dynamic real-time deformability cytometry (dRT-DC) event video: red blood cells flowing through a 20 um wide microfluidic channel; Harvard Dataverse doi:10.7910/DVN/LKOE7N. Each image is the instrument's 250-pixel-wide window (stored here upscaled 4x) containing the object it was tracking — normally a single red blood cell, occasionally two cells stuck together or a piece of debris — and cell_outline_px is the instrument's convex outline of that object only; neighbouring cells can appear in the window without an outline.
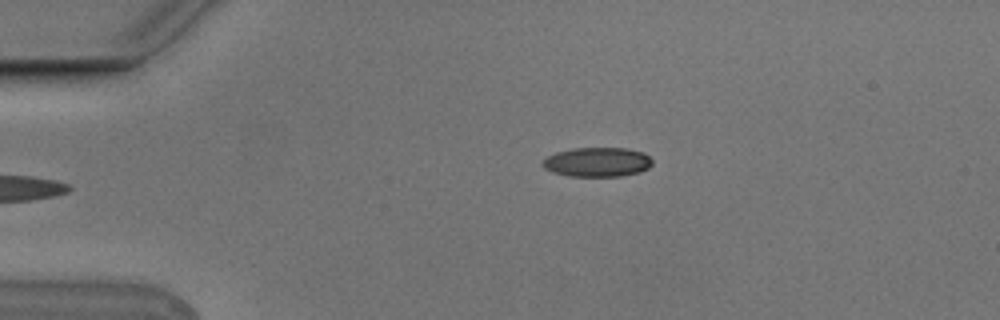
{"species": "Egyptian fruit bat (a non-hibernating species)", "species_latin": "Rousettus aegyptiacus", "temperature_condition": "cold", "stored_images_in_passage": 5, "camera_frame_rate_fps": 3000, "um_per_image_px": 0.085, "animal": {"sex": "male"}, "frame": {"image": 1, "passage_image": 5, "time_ms": 1.333, "image_size_px": [1000, 320], "cell_outline_px": [[652, 164], [648, 168], [640, 172], [620, 176], [568, 176], [552, 172], [544, 168], [540, 164], [548, 156], [556, 152], [572, 148], [628, 148], [644, 152], [652, 160]], "centroid_in_image_um": [50.77, 13.77], "position_along_channel_um": 34.2, "area_um2": 18.9}}